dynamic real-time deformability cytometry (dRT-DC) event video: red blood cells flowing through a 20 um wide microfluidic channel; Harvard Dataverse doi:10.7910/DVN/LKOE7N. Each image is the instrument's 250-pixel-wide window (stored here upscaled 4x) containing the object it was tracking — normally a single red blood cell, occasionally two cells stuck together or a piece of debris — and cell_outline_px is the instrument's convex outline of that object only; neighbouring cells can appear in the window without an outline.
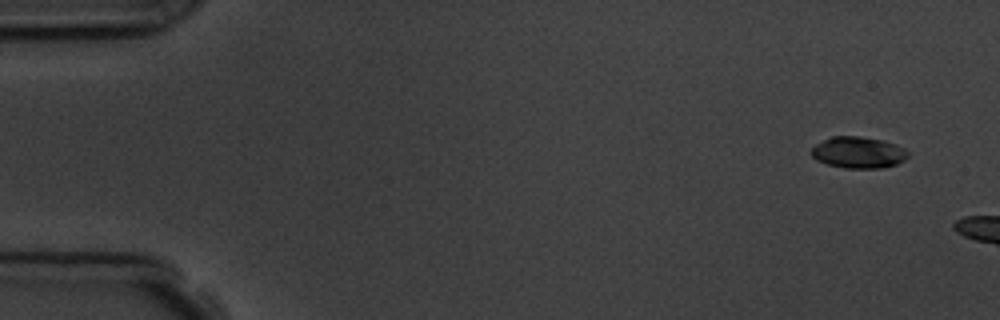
{"species": "common noctule bat (a hibernating species)", "species_latin": "Nyctalus noctula", "temperature_condition": "room temperature", "stored_images_in_passage": 3, "camera_frame_rate_fps": 3000, "um_per_image_px": 0.085, "animal": {"sex": "male", "body_mass_g": 19.5, "forearm_length_mm": 54.6}, "frame": {"image": 1, "passage_image": 1, "time_ms": 0.0, "image_size_px": [1000, 320], "cell_outline_px": [[908, 156], [904, 160], [896, 164], [880, 168], [844, 168], [828, 164], [816, 160], [812, 156], [812, 148], [816, 144], [832, 136], [860, 136], [880, 140], [896, 144], [904, 148], [908, 152]], "centroid_in_image_um": [72.96, 12.96], "position_along_channel_um": 12.0, "area_um2": 17.57}}